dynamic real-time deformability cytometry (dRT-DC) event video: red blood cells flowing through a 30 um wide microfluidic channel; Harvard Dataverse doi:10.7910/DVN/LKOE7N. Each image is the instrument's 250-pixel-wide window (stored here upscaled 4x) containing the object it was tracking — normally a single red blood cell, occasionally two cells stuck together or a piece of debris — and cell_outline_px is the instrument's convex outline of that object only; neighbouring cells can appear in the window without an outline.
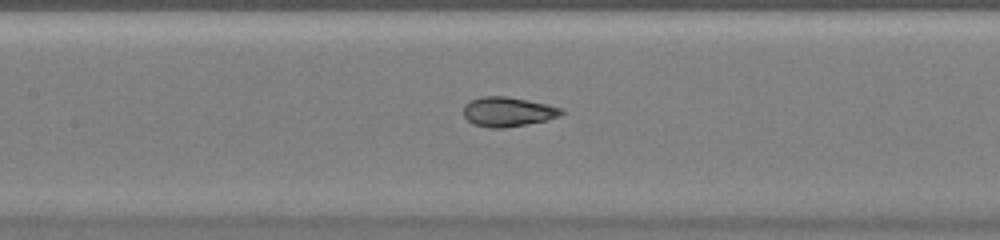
{"species": "common noctule bat (a hibernating species)", "species_latin": "Nyctalus noctula", "temperature_condition": "warm", "stored_images_in_passage": 53, "camera_frame_rate_fps": 3000, "um_per_image_px": 0.085, "animal": {"sex": "female", "body_mass_g": 20.0, "forearm_length_mm": 54.0}, "frame": {"image": 1, "passage_image": 26, "time_ms": 8.333, "image_size_px": [1000, 240], "cell_outline_px": [[564, 112], [560, 116], [548, 120], [504, 128], [492, 128], [472, 124], [464, 116], [464, 104], [468, 100], [484, 96], [504, 96], [548, 104], [564, 108]], "centroid_in_image_um": [43.17, 9.5], "position_along_channel_um": 164.2, "area_um2": 16.99}}
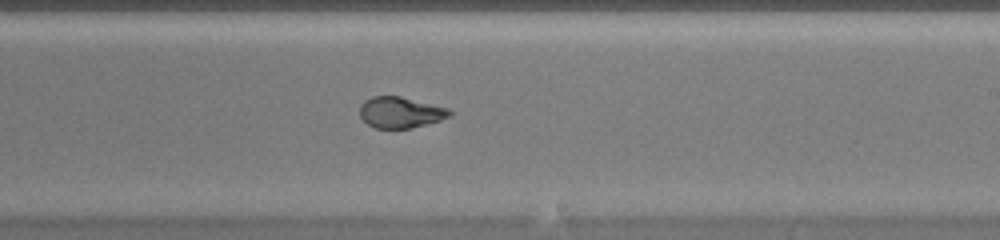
{"frame": {"image": 2, "passage_image": 33, "time_ms": 10.667, "image_size_px": [1000, 240], "cell_outline_px": [[452, 116], [440, 120], [412, 128], [376, 128], [368, 124], [360, 116], [360, 104], [364, 100], [372, 96], [400, 96], [448, 108], [452, 112]], "centroid_in_image_um": [34.03, 9.55], "position_along_channel_um": 255.0, "area_um2": 16.24}}
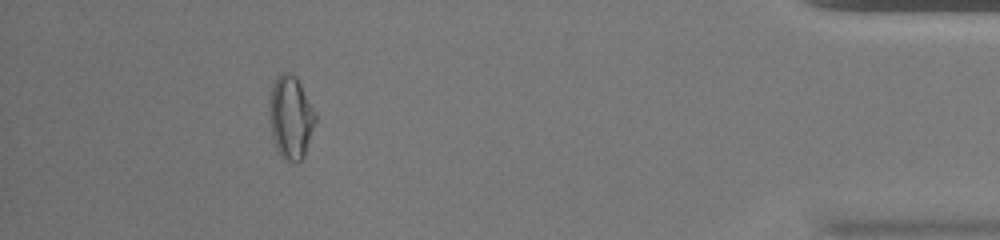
{"frame": {"image": 3, "passage_image": 49, "time_ms": 16.0, "image_size_px": [1000, 240], "cell_outline_px": [[316, 120], [304, 156], [296, 164], [284, 160], [280, 156], [276, 148], [272, 136], [268, 120], [268, 100], [272, 84], [276, 76], [280, 72], [288, 72], [296, 76], [316, 112]], "centroid_in_image_um": [24.67, 9.96], "position_along_channel_um": 410.5, "area_um2": 22.89}}